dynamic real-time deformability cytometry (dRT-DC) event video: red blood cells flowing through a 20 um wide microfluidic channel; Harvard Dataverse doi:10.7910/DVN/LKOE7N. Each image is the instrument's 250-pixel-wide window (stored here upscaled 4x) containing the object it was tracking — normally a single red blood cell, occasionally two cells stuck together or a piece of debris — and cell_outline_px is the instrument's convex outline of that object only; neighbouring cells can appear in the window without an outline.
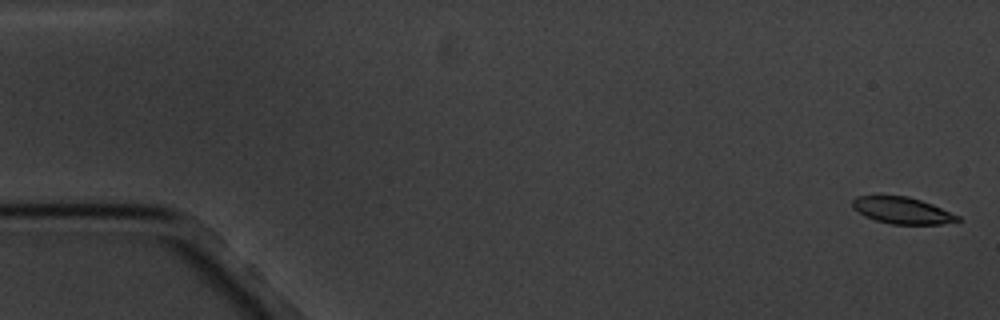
{"species": "common noctule bat (a hibernating species)", "species_latin": "Nyctalus noctula", "temperature_condition": "cold", "stored_images_in_passage": 7, "camera_frame_rate_fps": 3000, "um_per_image_px": 0.085, "animal": {"sex": "male", "body_mass_g": 20.1, "forearm_length_mm": 53.5}, "frame": {"image": 1, "passage_image": 1, "time_ms": 0.0, "image_size_px": [1000, 320], "cell_outline_px": [[960, 220], [940, 224], [892, 224], [876, 220], [864, 216], [852, 208], [852, 200], [856, 196], [908, 196], [932, 204], [960, 216]], "centroid_in_image_um": [76.66, 17.89], "position_along_channel_um": 8.3, "area_um2": 16.18}}
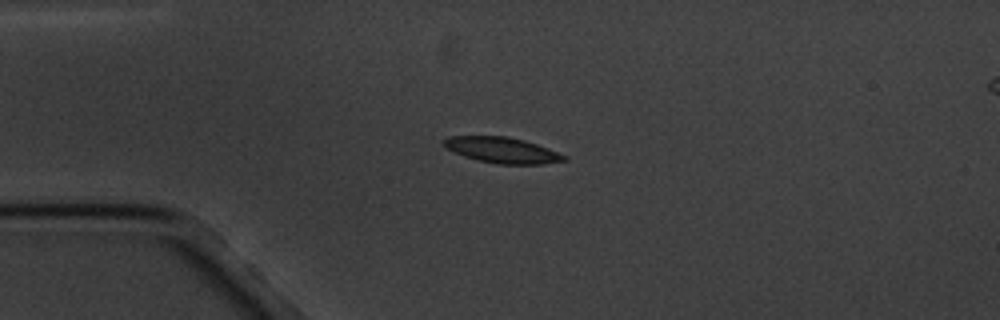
{"frame": {"image": 2, "passage_image": 5, "time_ms": 4.333, "image_size_px": [1000, 320], "cell_outline_px": [[568, 160], [544, 164], [496, 164], [476, 160], [464, 156], [444, 148], [440, 140], [448, 136], [508, 136], [524, 140], [548, 148], [568, 156]], "centroid_in_image_um": [42.65, 12.76], "position_along_channel_um": 42.3, "area_um2": 18.38}}
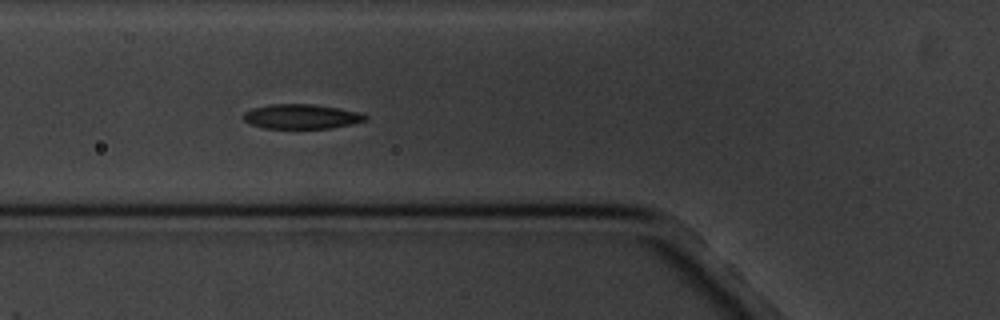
{"frame": {"image": 3, "passage_image": 7, "time_ms": 6.667, "image_size_px": [1000, 320], "cell_outline_px": [[368, 120], [352, 124], [332, 128], [264, 128], [252, 124], [244, 120], [240, 116], [244, 112], [252, 108], [272, 104], [312, 104], [340, 108], [360, 112], [368, 116]], "centroid_in_image_um": [25.64, 9.9], "position_along_channel_um": 100.2, "area_um2": 17.63}}